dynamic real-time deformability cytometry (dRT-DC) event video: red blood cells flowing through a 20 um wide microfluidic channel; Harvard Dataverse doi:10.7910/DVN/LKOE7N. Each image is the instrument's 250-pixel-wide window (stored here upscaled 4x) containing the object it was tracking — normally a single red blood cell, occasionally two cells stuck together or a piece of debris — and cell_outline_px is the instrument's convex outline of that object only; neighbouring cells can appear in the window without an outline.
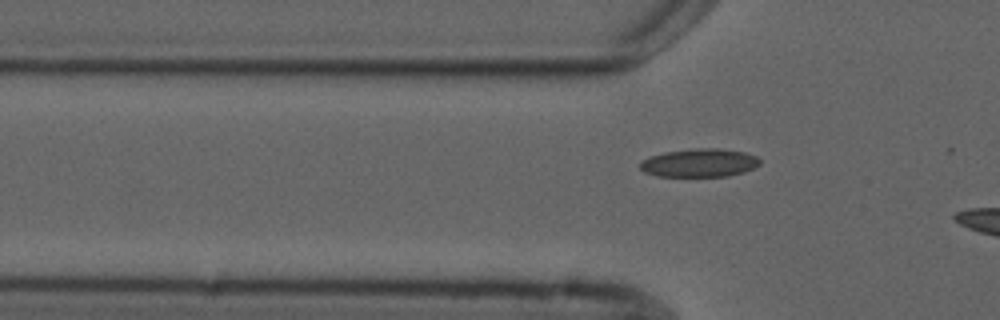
{"species": "common noctule bat (a hibernating species)", "species_latin": "Nyctalus noctula", "temperature_condition": "cold", "stored_images_in_passage": 6, "camera_frame_rate_fps": 3000, "um_per_image_px": 0.085, "animal": {"sex": "male", "forearm_length_mm": 52.5}, "frame": {"image": 1, "passage_image": 6, "time_ms": 6.667, "image_size_px": [1000, 320], "cell_outline_px": [[760, 164], [744, 172], [728, 176], [656, 176], [644, 172], [640, 168], [640, 164], [644, 160], [652, 156], [664, 152], [696, 148], [716, 148], [744, 152], [756, 156], [760, 160]], "centroid_in_image_um": [59.46, 13.84], "position_along_channel_um": 66.3, "area_um2": 19.59}}